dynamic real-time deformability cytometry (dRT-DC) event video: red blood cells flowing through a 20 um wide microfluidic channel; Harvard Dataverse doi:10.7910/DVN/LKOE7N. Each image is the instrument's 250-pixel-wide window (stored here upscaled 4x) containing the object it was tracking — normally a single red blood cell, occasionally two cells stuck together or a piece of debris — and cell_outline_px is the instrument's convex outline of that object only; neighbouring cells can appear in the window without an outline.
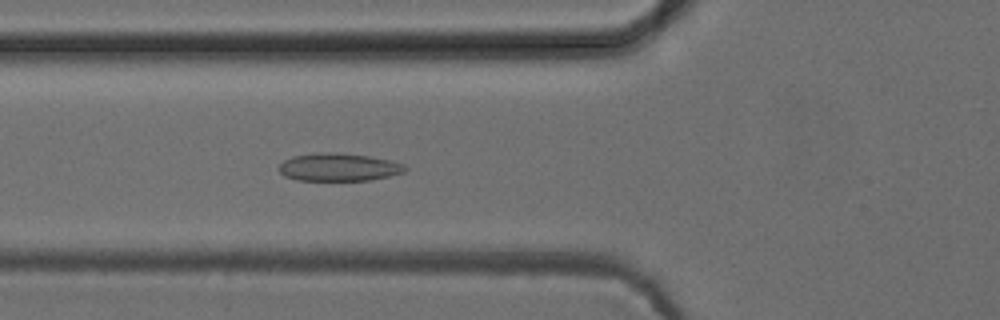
{"species": "common noctule bat (a hibernating species)", "species_latin": "Nyctalus noctula", "temperature_condition": "cold", "stored_images_in_passage": 39, "camera_frame_rate_fps": 3000, "um_per_image_px": 0.085, "animal": {"sex": "female", "body_mass_g": 24.6, "forearm_length_mm": 56.2}, "frame": {"image": 1, "passage_image": 6, "time_ms": 1.667, "image_size_px": [1000, 320], "cell_outline_px": [[408, 168], [404, 172], [388, 176], [368, 180], [296, 180], [284, 176], [276, 168], [284, 160], [292, 156], [320, 152], [332, 152], [368, 156], [388, 160], [404, 164]], "centroid_in_image_um": [28.74, 14.21], "position_along_channel_um": 97.1, "area_um2": 20.4}}
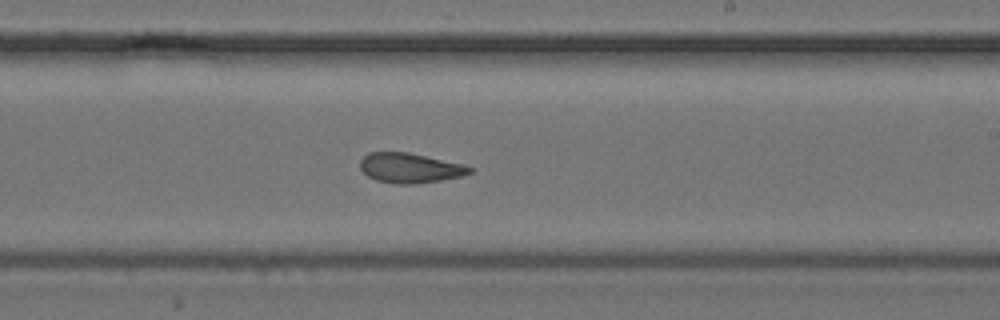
{"frame": {"image": 2, "passage_image": 18, "time_ms": 5.667, "image_size_px": [1000, 320], "cell_outline_px": [[472, 172], [460, 176], [440, 180], [412, 184], [396, 184], [376, 180], [368, 176], [360, 168], [360, 160], [368, 152], [408, 152], [464, 164], [472, 168]], "centroid_in_image_um": [34.82, 14.27], "position_along_channel_um": 254.2, "area_um2": 18.96}}
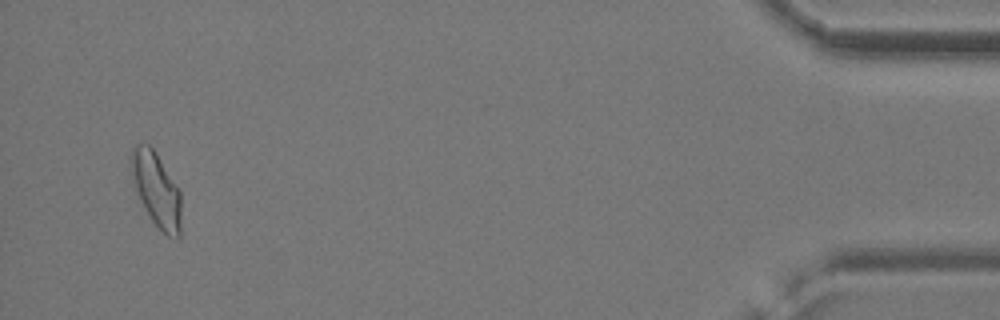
{"frame": {"image": 3, "passage_image": 37, "time_ms": 12.0, "image_size_px": [1000, 320], "cell_outline_px": [[180, 236], [176, 240], [168, 236], [152, 220], [140, 200], [136, 192], [132, 180], [128, 156], [132, 148], [136, 144], [148, 144], [156, 152], [180, 192]], "centroid_in_image_um": [13.25, 16.07], "position_along_channel_um": 422.0, "area_um2": 21.62}, "authors_computed_cell_mechanics": {"area_um2": 19.8254, "velocity_mm_per_s": 3.9137, "shape_relaxation_time_tau1_ms": 6.7352, "shape_relaxation_time_tau2_ms": 2.633, "deformation_change_tau1": 0.1694, "deformation_change_tau2": 0.0669}}